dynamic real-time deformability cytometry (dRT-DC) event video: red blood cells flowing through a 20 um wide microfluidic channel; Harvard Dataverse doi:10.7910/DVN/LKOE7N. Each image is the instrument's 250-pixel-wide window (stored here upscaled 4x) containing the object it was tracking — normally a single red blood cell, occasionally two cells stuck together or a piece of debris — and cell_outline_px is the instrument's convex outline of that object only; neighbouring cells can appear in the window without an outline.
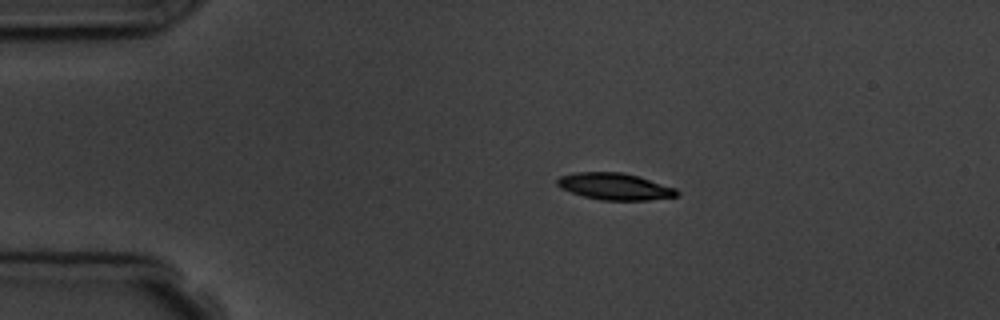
{"species": "common noctule bat (a hibernating species)", "species_latin": "Nyctalus noctula", "temperature_condition": "room temperature", "stored_images_in_passage": 8, "camera_frame_rate_fps": 3000, "um_per_image_px": 0.085, "animal": {"sex": "male", "body_mass_g": 19.5, "forearm_length_mm": 54.6}, "frame": {"image": 1, "passage_image": 1, "time_ms": 0.0, "image_size_px": [1000, 320], "cell_outline_px": [[680, 196], [648, 200], [600, 200], [584, 196], [560, 188], [556, 184], [556, 180], [560, 176], [576, 172], [624, 172], [676, 188], [680, 192]], "centroid_in_image_um": [52.27, 15.85], "position_along_channel_um": 32.7, "area_um2": 18.67}}